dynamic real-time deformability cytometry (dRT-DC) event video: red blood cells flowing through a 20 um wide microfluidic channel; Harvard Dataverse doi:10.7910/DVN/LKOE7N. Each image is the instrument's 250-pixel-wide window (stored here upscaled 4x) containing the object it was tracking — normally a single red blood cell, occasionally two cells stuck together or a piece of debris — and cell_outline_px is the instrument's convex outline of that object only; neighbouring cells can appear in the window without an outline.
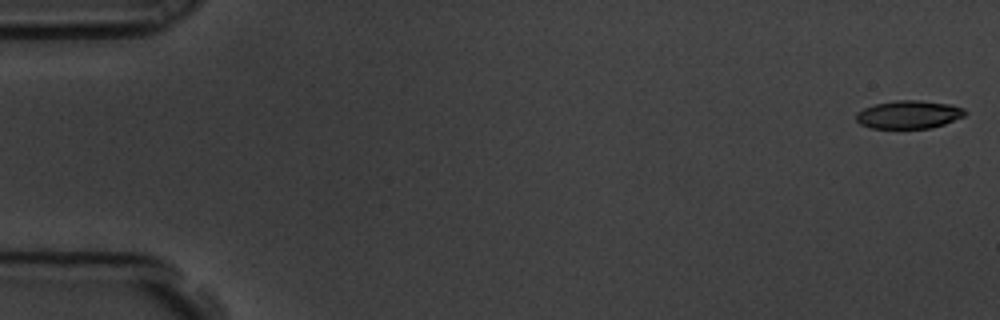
{"species": "common noctule bat (a hibernating species)", "species_latin": "Nyctalus noctula", "temperature_condition": "room temperature", "stored_images_in_passage": 6, "segment_of_instrument_passage": [1, 2], "camera_frame_rate_fps": 3000, "um_per_image_px": 0.085, "animal": {"sex": "male", "body_mass_g": 19.5, "forearm_length_mm": 54.6}, "frame": {"image": 1, "passage_image": 1, "time_ms": 0.0, "image_size_px": [1000, 320], "cell_outline_px": [[968, 112], [964, 116], [944, 124], [932, 128], [872, 128], [860, 124], [856, 120], [856, 112], [864, 108], [876, 104], [896, 100], [920, 100], [952, 104], [964, 108]], "centroid_in_image_um": [77.27, 9.73], "position_along_channel_um": 7.7, "area_um2": 17.92}}
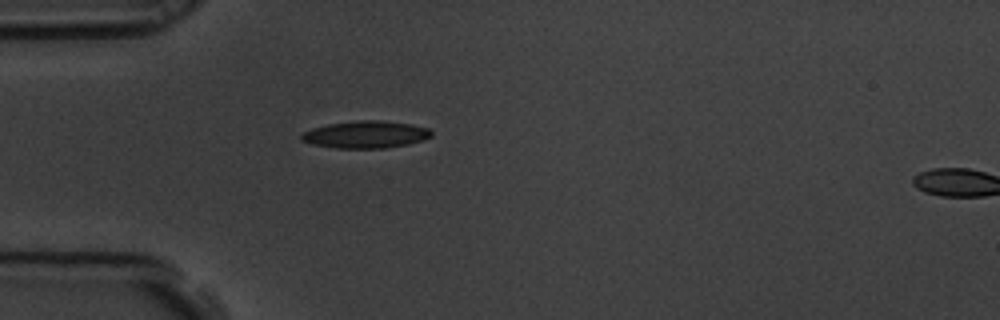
{"frame": {"image": 2, "passage_image": 5, "time_ms": 1.333, "image_size_px": [1000, 320], "cell_outline_px": [[432, 136], [424, 140], [408, 144], [384, 148], [336, 148], [312, 144], [300, 140], [300, 136], [304, 132], [312, 128], [328, 124], [360, 120], [376, 120], [412, 124], [428, 128], [432, 132]], "centroid_in_image_um": [31.09, 11.44], "position_along_channel_um": 53.9, "area_um2": 20.58}}